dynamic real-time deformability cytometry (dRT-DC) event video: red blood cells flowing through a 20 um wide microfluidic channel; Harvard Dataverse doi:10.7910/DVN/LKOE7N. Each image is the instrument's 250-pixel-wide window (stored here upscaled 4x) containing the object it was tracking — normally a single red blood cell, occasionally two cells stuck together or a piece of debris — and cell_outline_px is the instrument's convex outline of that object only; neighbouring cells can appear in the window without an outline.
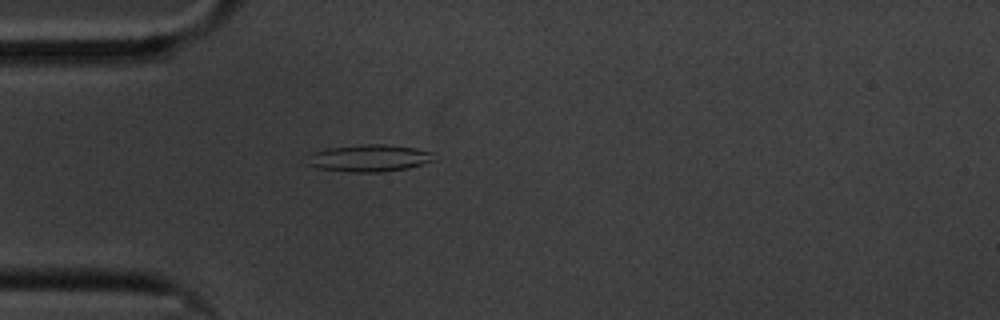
{"species": "common noctule bat (a hibernating species)", "species_latin": "Nyctalus noctula", "temperature_condition": "cold", "stored_images_in_passage": 43, "camera_frame_rate_fps": 3000, "um_per_image_px": 0.085, "animal": {"sex": "male", "body_mass_g": 20.1, "forearm_length_mm": 53.5}, "frame": {"image": 1, "passage_image": 1, "time_ms": 0.0, "image_size_px": [1000, 320], "cell_outline_px": [[436, 160], [408, 168], [380, 172], [352, 172], [316, 168], [304, 164], [312, 152], [328, 148], [360, 144], [388, 144], [416, 148], [432, 152]], "centroid_in_image_um": [31.36, 13.43], "position_along_channel_um": 53.6, "area_um2": 20.23}}
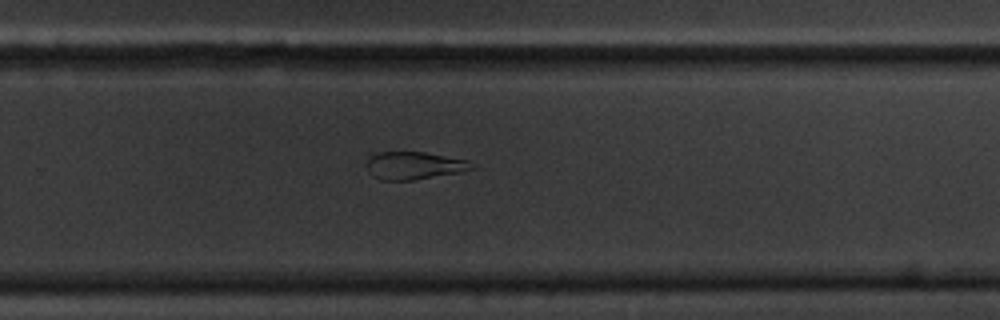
{"frame": {"image": 2, "passage_image": 23, "time_ms": 7.333, "image_size_px": [1000, 320], "cell_outline_px": [[476, 168], [460, 172], [412, 180], [380, 180], [372, 176], [368, 172], [364, 164], [368, 156], [376, 152], [424, 152], [468, 160]], "centroid_in_image_um": [35.12, 14.07], "position_along_channel_um": 294.7, "area_um2": 17.17}}
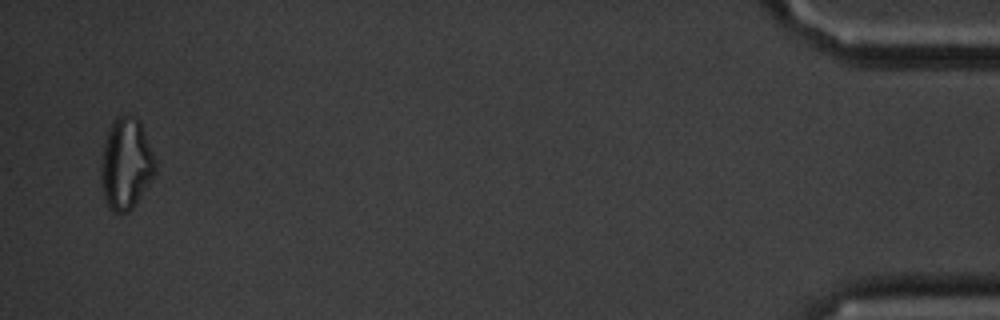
{"frame": {"image": 3, "passage_image": 42, "time_ms": 13.667, "image_size_px": [1000, 320], "cell_outline_px": [[156, 172], [136, 204], [128, 212], [116, 212], [108, 204], [104, 196], [100, 180], [100, 168], [104, 144], [112, 120], [116, 116], [136, 116], [140, 120], [156, 160]], "centroid_in_image_um": [10.72, 13.9], "position_along_channel_um": 424.5, "area_um2": 28.9}, "authors_computed_cell_mechanics": {"area_um2": 18.9584, "velocity_mm_per_s": 3.3764, "shape_relaxation_time_tau1_ms": null, "shape_relaxation_time_tau2_ms": 5.6126, "deformation_change_tau1": null, "deformation_change_tau2": 0.1506}}